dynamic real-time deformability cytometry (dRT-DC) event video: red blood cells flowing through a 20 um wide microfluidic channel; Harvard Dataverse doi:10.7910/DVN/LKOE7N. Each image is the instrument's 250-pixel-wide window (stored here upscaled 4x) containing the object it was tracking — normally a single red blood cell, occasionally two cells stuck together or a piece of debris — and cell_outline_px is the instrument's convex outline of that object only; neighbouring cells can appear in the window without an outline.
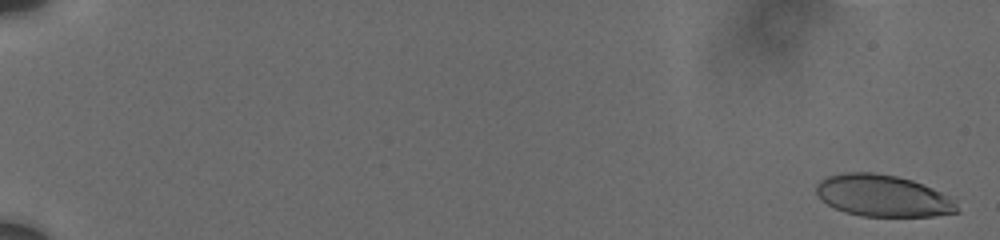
{"species": "human", "species_latin": "Homo sapiens", "temperature_condition": "cold", "stored_images_in_passage": 33, "camera_frame_rate_fps": 3000, "um_per_image_px": 0.085, "donor": {"sex": "male"}, "frame": {"image": 1, "passage_image": 2, "time_ms": 0.333, "image_size_px": [1000, 240], "cell_outline_px": [[960, 212], [936, 216], [860, 216], [844, 212], [828, 204], [816, 192], [816, 184], [820, 180], [828, 176], [844, 172], [872, 172], [896, 176], [912, 180], [932, 188], [948, 196], [956, 204]], "centroid_in_image_um": [75.04, 16.64], "position_along_channel_um": 10.0, "area_um2": 34.1}}